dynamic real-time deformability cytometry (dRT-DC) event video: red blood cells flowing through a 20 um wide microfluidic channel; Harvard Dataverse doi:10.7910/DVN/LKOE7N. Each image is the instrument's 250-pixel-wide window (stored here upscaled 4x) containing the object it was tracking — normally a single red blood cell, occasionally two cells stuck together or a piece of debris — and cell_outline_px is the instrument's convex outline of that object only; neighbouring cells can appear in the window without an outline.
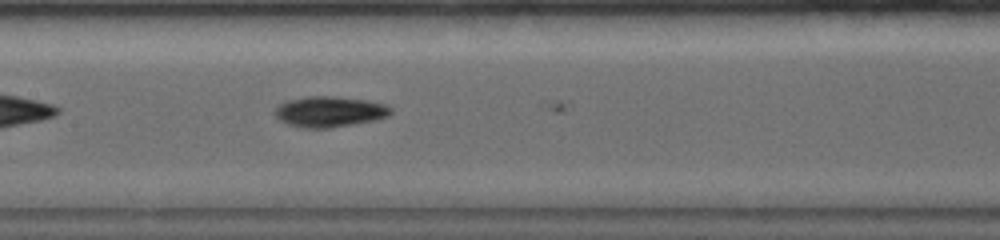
{"species": "common noctule bat (a hibernating species)", "species_latin": "Nyctalus noctula", "temperature_condition": "warm", "stored_images_in_passage": 23, "camera_frame_rate_fps": 5000, "um_per_image_px": 0.085, "animal": {"sex": "female", "body_mass_g": 19.0, "forearm_length_mm": 56.7}, "frame": {"image": 1, "passage_image": 7, "time_ms": 4.0, "image_size_px": [1000, 240], "cell_outline_px": [[392, 112], [388, 116], [376, 120], [328, 128], [300, 128], [288, 124], [280, 120], [272, 112], [284, 100], [308, 96], [332, 96], [368, 100], [384, 104], [392, 108]], "centroid_in_image_um": [27.99, 9.49], "position_along_channel_um": 179.4, "area_um2": 20.87}, "authors_computed_cell_mechanics": {"area_um2": 18.496, "velocity_mm_per_s": 3.6166, "shape_relaxation_time_tau1_ms": 3.8351, "shape_relaxation_time_tau2_ms": null, "deformation_change_tau1": 0.162, "deformation_change_tau2": null}}